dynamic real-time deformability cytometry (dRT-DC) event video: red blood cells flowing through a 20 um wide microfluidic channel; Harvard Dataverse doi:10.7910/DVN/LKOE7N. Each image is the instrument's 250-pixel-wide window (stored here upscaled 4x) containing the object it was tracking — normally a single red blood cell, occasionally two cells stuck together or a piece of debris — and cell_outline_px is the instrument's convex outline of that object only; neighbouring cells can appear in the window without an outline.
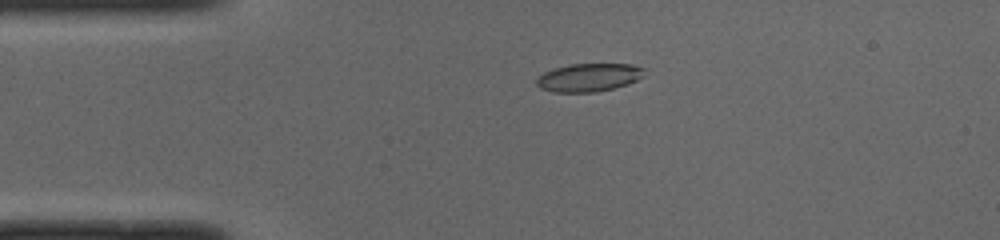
{"species": "common noctule bat (a hibernating species)", "species_latin": "Nyctalus noctula", "temperature_condition": "cold", "stored_images_in_passage": 40, "camera_frame_rate_fps": 3000, "um_per_image_px": 0.085, "animal": {"sex": "male", "body_mass_g": 19.0, "forearm_length_mm": 50.8}, "frame": {"image": 1, "passage_image": 1, "time_ms": 0.0, "image_size_px": [1000, 240], "cell_outline_px": [[648, 68], [644, 76], [628, 84], [596, 92], [552, 92], [540, 88], [536, 84], [536, 80], [544, 72], [568, 64], [632, 64]], "centroid_in_image_um": [50.1, 6.58], "position_along_channel_um": 34.9, "area_um2": 17.8}}
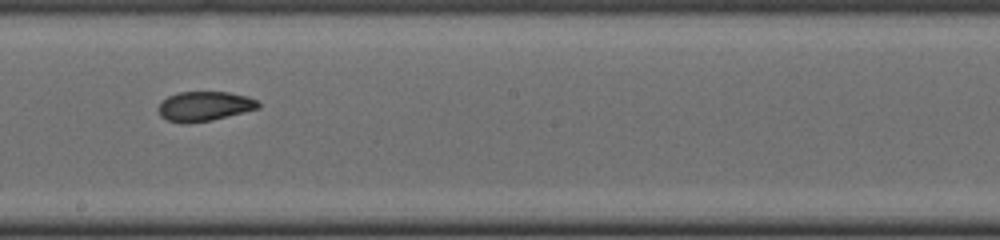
{"frame": {"image": 2, "passage_image": 18, "time_ms": 5.667, "image_size_px": [1000, 240], "cell_outline_px": [[260, 108], [212, 120], [188, 124], [184, 124], [168, 120], [160, 116], [156, 108], [160, 100], [168, 96], [180, 92], [228, 92], [248, 96], [256, 100], [260, 104]], "centroid_in_image_um": [17.33, 9.03], "position_along_channel_um": 230.9, "area_um2": 17.51}}
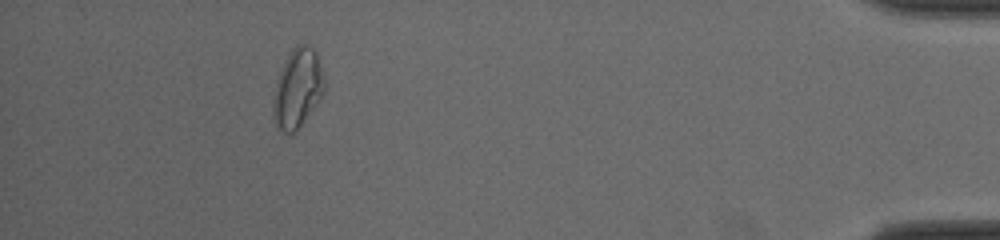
{"frame": {"image": 3, "passage_image": 36, "time_ms": 11.667, "image_size_px": [1000, 240], "cell_outline_px": [[324, 92], [300, 124], [292, 132], [284, 132], [276, 124], [272, 100], [280, 72], [288, 52], [296, 44], [308, 44], [316, 52], [324, 76]], "centroid_in_image_um": [25.3, 7.41], "position_along_channel_um": 409.9, "area_um2": 22.77}, "authors_computed_cell_mechanics": {"area_um2": 17.8313, "velocity_mm_per_s": 4.0086, "shape_relaxation_time_tau1_ms": 5.0657, "shape_relaxation_time_tau2_ms": 2.2984, "deformation_change_tau1": 0.146, "deformation_change_tau2": 0.0743}}